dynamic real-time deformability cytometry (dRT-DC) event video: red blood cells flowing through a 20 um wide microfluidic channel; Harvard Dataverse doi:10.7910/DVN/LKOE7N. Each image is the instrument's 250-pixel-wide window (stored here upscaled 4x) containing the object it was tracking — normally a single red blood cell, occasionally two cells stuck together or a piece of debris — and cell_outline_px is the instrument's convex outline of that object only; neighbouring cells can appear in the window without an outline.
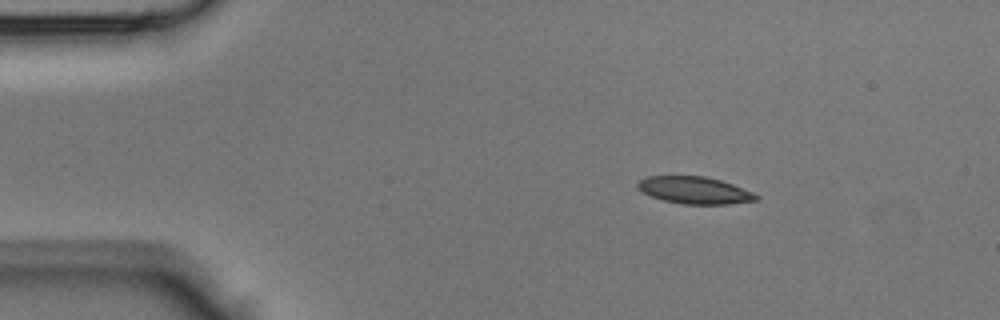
{"species": "Egyptian fruit bat (a non-hibernating species)", "species_latin": "Rousettus aegyptiacus", "temperature_condition": "room temperature", "stored_images_in_passage": 13, "camera_frame_rate_fps": 3000, "um_per_image_px": 0.085, "animal": {"sex": "male"}, "frame": {"image": 1, "passage_image": 6, "time_ms": 1.667, "image_size_px": [1000, 320], "cell_outline_px": [[760, 200], [728, 204], [684, 204], [664, 200], [652, 196], [644, 192], [636, 184], [640, 180], [648, 176], [704, 176], [720, 180], [732, 184], [752, 192], [760, 196]], "centroid_in_image_um": [59.09, 16.17], "position_along_channel_um": 25.9, "area_um2": 18.5}}